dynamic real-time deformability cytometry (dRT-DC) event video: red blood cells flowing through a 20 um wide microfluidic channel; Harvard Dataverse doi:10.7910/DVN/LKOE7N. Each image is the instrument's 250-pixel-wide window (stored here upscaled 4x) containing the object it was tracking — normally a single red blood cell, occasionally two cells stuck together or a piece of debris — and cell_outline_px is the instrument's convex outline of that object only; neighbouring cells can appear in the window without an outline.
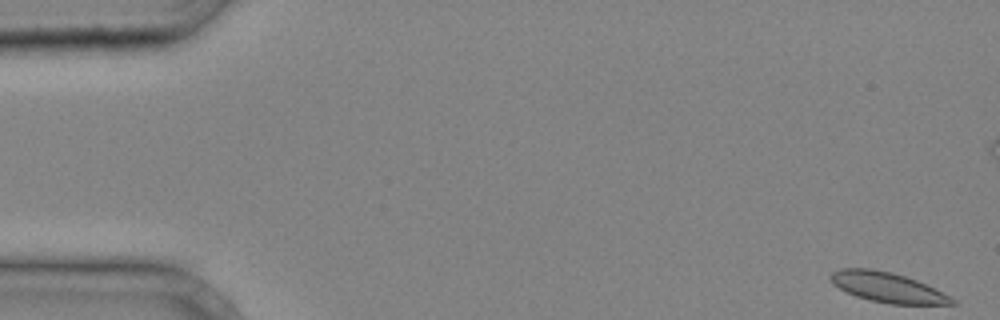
{"species": "common noctule bat (a hibernating species)", "species_latin": "Nyctalus noctula", "temperature_condition": "cold", "stored_images_in_passage": 12, "camera_frame_rate_fps": 3000, "um_per_image_px": 0.085, "animal": {"sex": "male", "body_mass_g": 20.4}, "frame": {"image": 1, "passage_image": 1, "time_ms": 0.0, "image_size_px": [1000, 320], "cell_outline_px": [[960, 304], [888, 304], [856, 296], [840, 288], [828, 276], [832, 272], [840, 268], [872, 268], [892, 272], [916, 280], [956, 300]], "centroid_in_image_um": [75.42, 24.41], "position_along_channel_um": 9.6, "area_um2": 20.81}}